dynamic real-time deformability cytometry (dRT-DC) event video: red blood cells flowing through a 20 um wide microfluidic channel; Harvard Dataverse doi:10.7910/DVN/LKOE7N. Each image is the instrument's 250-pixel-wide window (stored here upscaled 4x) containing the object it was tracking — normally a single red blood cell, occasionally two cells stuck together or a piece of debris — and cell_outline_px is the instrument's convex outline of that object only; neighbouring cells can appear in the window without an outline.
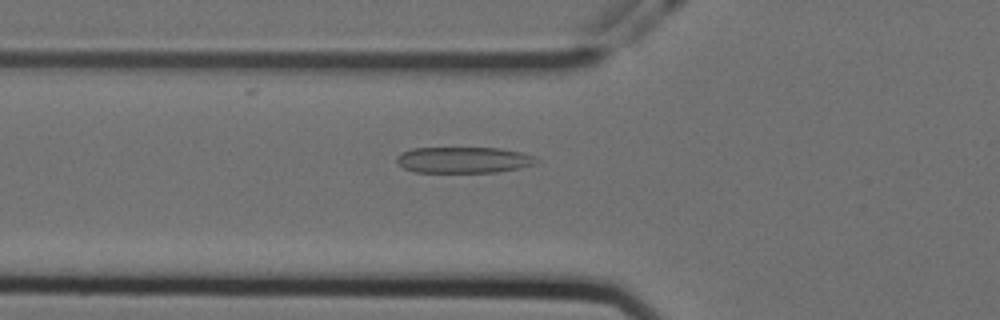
{"species": "Egyptian fruit bat (a non-hibernating species)", "species_latin": "Rousettus aegyptiacus", "temperature_condition": "cold", "stored_images_in_passage": 42, "camera_frame_rate_fps": 3000, "um_per_image_px": 0.085, "animal": {"sex": "female"}, "frame": {"image": 1, "passage_image": 11, "time_ms": 3.333, "image_size_px": [1000, 320], "cell_outline_px": [[540, 160], [536, 164], [520, 168], [496, 172], [412, 172], [404, 168], [396, 160], [396, 156], [400, 152], [412, 148], [500, 148], [520, 152], [532, 156]], "centroid_in_image_um": [39.39, 13.59], "position_along_channel_um": 86.4, "area_um2": 21.33}}
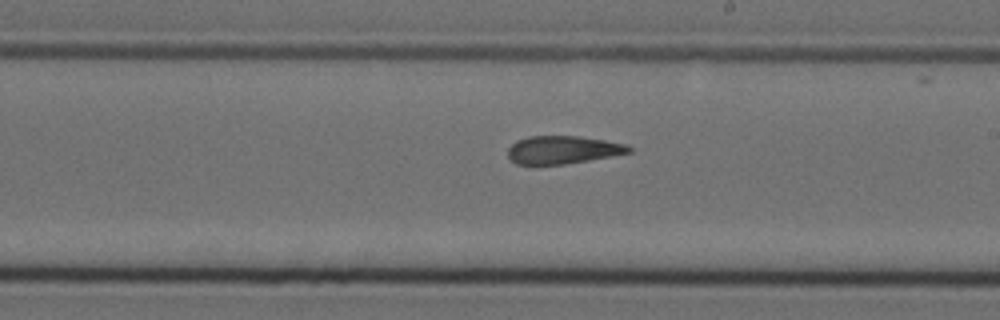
{"frame": {"image": 2, "passage_image": 24, "time_ms": 7.667, "image_size_px": [1000, 320], "cell_outline_px": [[632, 152], [612, 156], [564, 164], [532, 168], [516, 164], [508, 156], [508, 148], [516, 140], [528, 136], [580, 136], [628, 144], [632, 148]], "centroid_in_image_um": [47.78, 12.77], "position_along_channel_um": 241.2, "area_um2": 20.4}}
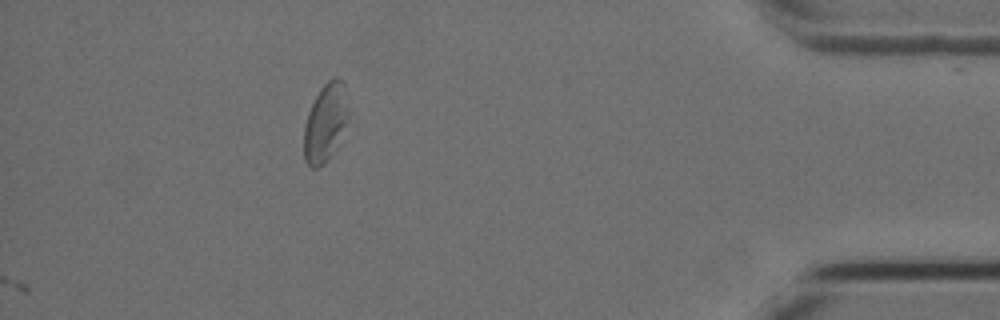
{"frame": {"image": 3, "passage_image": 42, "time_ms": 13.667, "image_size_px": [1000, 320], "cell_outline_px": [[348, 116], [332, 152], [324, 164], [316, 168], [312, 168], [304, 160], [304, 124], [308, 112], [320, 88], [328, 80], [336, 76], [344, 84], [348, 112]], "centroid_in_image_um": [27.62, 10.41], "position_along_channel_um": 407.6, "area_um2": 19.65}, "authors_computed_cell_mechanics": {"area_um2": 20.6924, "velocity_mm_per_s": 3.5531, "shape_relaxation_time_tau1_ms": null, "shape_relaxation_time_tau2_ms": 2.5437, "deformation_change_tau1": null, "deformation_change_tau2": 0.1183}}